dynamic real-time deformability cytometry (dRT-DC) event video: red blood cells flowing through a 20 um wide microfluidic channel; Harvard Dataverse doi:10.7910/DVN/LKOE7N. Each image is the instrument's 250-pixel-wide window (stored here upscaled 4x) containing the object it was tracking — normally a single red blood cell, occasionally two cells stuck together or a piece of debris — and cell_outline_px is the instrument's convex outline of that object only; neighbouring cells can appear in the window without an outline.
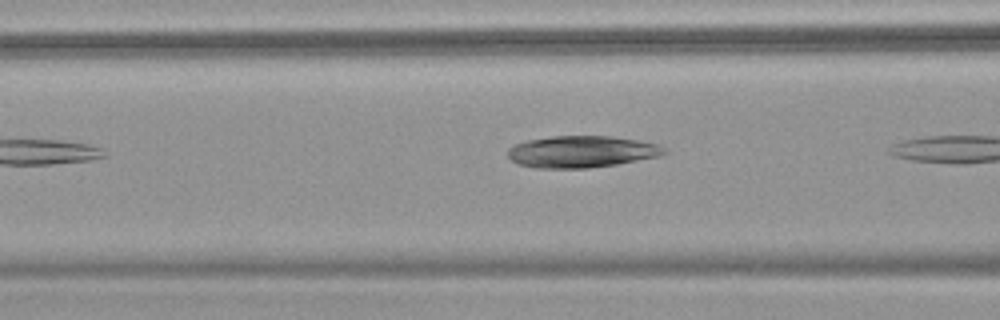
{"species": "common noctule bat (a hibernating species)", "species_latin": "Nyctalus noctula", "temperature_condition": "warm", "stored_images_in_passage": 7, "camera_frame_rate_fps": 3000, "um_per_image_px": 0.085, "animal": {"sex": "female", "body_mass_g": 18.4}, "frame": {"image": 1, "passage_image": 6, "time_ms": 1.667, "image_size_px": [1000, 320], "cell_outline_px": [[668, 152], [660, 156], [616, 164], [588, 168], [536, 168], [520, 164], [512, 160], [508, 156], [508, 148], [516, 144], [528, 140], [552, 136], [612, 136], [660, 144]], "centroid_in_image_um": [49.46, 12.89], "position_along_channel_um": 117.1, "area_um2": 28.84}}